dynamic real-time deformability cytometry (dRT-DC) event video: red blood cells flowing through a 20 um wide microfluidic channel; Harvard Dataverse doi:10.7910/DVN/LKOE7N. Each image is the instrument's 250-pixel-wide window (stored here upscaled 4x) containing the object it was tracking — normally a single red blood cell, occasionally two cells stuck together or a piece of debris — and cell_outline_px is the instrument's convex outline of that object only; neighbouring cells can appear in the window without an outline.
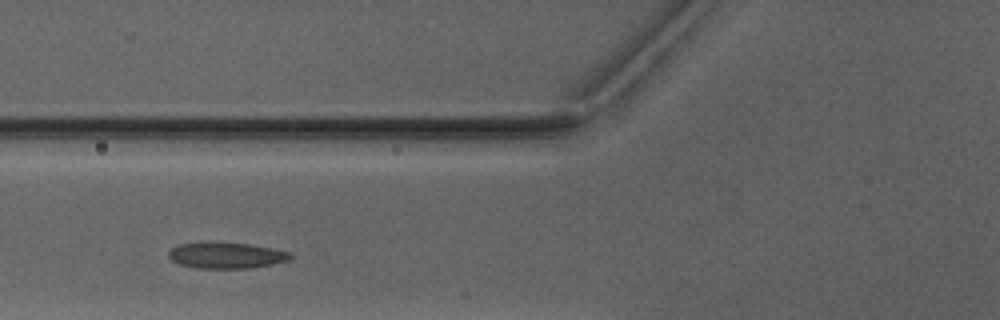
{"species": "Egyptian fruit bat (a non-hibernating species)", "species_latin": "Rousettus aegyptiacus", "temperature_condition": "warm", "stored_images_in_passage": 4, "camera_frame_rate_fps": 3000, "um_per_image_px": 0.085, "animal": {"sex": "male"}, "frame": {"image": 1, "passage_image": 2, "time_ms": 1.333, "image_size_px": [1000, 320], "cell_outline_px": [[292, 260], [252, 268], [196, 268], [180, 264], [172, 260], [168, 256], [168, 252], [172, 248], [180, 244], [248, 244], [288, 252], [292, 256]], "centroid_in_image_um": [19.25, 21.75], "position_along_channel_um": 106.5, "area_um2": 17.74}}
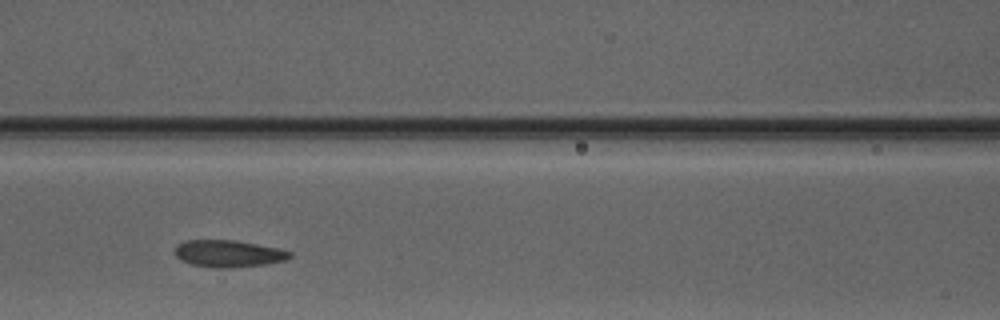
{"frame": {"image": 2, "passage_image": 3, "time_ms": 2.333, "image_size_px": [1000, 320], "cell_outline_px": [[292, 256], [284, 260], [268, 264], [228, 268], [216, 268], [192, 264], [180, 260], [176, 256], [176, 244], [184, 240], [232, 240], [256, 244], [276, 248], [292, 252]], "centroid_in_image_um": [19.39, 21.56], "position_along_channel_um": 147.2, "area_um2": 17.98}}
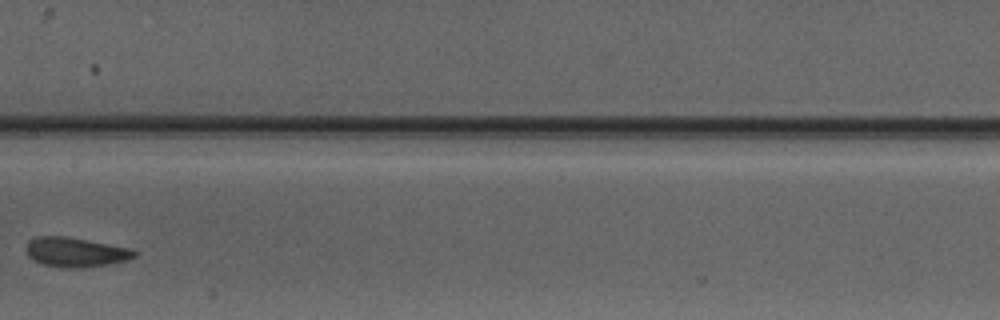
{"frame": {"image": 3, "passage_image": 4, "time_ms": 3.667, "image_size_px": [1000, 320], "cell_outline_px": [[136, 256], [128, 260], [108, 264], [84, 268], [64, 268], [44, 264], [32, 260], [28, 256], [28, 244], [32, 240], [40, 236], [68, 236], [128, 248], [136, 252]], "centroid_in_image_um": [6.44, 21.45], "position_along_channel_um": 201.0, "area_um2": 18.38}}